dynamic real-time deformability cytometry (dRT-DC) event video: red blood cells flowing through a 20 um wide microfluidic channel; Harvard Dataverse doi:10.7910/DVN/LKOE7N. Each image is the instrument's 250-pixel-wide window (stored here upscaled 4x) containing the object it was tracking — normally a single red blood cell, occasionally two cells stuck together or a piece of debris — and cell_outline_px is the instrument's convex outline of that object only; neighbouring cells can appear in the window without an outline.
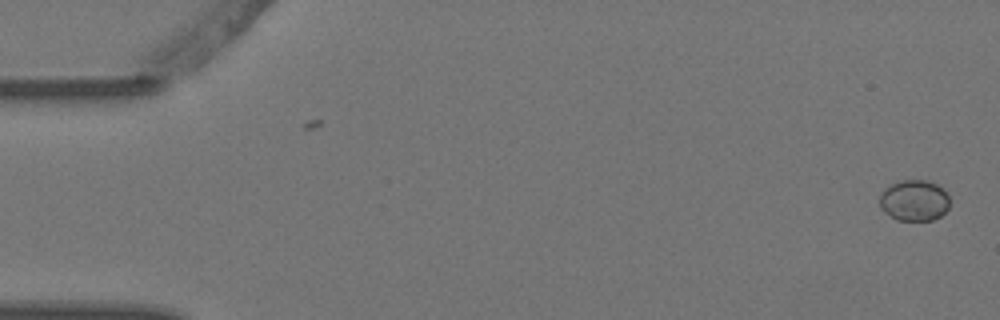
{"species": "Egyptian fruit bat (a non-hibernating species)", "species_latin": "Rousettus aegyptiacus", "temperature_condition": "warm", "stored_images_in_passage": 2, "camera_frame_rate_fps": 3000, "um_per_image_px": 0.085, "animal": {"sex": "female"}, "frame": {"image": 1, "passage_image": 2, "time_ms": 0.333, "image_size_px": [1000, 320], "cell_outline_px": [[948, 208], [940, 216], [932, 220], [896, 220], [884, 212], [880, 208], [880, 192], [888, 184], [900, 180], [928, 180], [944, 188], [948, 196]], "centroid_in_image_um": [77.67, 17.02], "position_along_channel_um": 7.3, "area_um2": 16.99}}